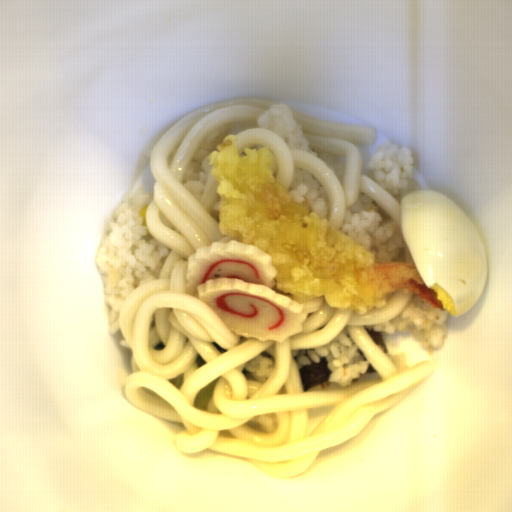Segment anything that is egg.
Segmentation results:
<instances>
[{
    "mask_svg": "<svg viewBox=\"0 0 512 512\" xmlns=\"http://www.w3.org/2000/svg\"><path fill=\"white\" fill-rule=\"evenodd\" d=\"M403 240L420 276L452 317L470 310L487 286V254L481 235L449 196L433 189L402 197Z\"/></svg>",
    "mask_w": 512,
    "mask_h": 512,
    "instance_id": "obj_1",
    "label": "egg"
}]
</instances>
